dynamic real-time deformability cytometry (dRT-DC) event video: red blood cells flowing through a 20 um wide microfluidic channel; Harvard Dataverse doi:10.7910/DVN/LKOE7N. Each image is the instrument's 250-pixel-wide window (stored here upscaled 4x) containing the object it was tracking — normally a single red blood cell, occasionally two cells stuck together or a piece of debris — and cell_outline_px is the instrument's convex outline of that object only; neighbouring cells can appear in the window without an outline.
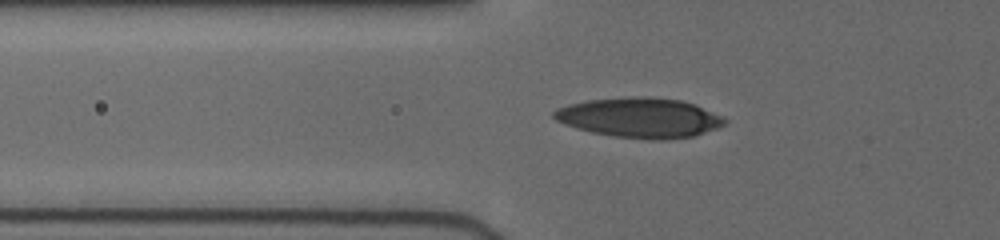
{"species": "human", "species_latin": "Homo sapiens", "temperature_condition": "cold", "stored_images_in_passage": 3, "camera_frame_rate_fps": 3000, "um_per_image_px": 0.085, "donor": {"sex": "female"}, "frame": {"image": 1, "passage_image": 2, "time_ms": 0.667, "image_size_px": [1000, 240], "cell_outline_px": [[728, 120], [724, 124], [716, 128], [692, 136], [668, 140], [652, 140], [612, 136], [592, 132], [576, 128], [564, 124], [556, 120], [552, 116], [552, 112], [556, 108], [568, 104], [588, 100], [644, 96], [680, 100], [692, 104], [720, 116]], "centroid_in_image_um": [54.32, 10.01], "position_along_channel_um": 71.5, "area_um2": 39.3}}